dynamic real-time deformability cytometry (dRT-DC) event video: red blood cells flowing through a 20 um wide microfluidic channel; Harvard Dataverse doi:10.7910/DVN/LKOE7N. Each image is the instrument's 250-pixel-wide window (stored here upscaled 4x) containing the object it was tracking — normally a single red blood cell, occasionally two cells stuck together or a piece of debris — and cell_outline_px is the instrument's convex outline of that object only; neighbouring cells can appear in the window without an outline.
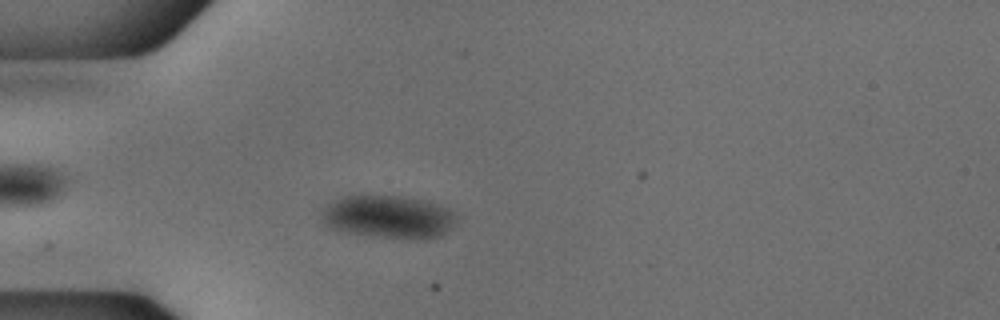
{"species": "common noctule bat (a hibernating species)", "species_latin": "Nyctalus noctula", "temperature_condition": "cold", "stored_images_in_passage": 52, "camera_frame_rate_fps": 3000, "um_per_image_px": 0.085, "animal": {"sex": "male", "body_mass_g": 18.8}, "frame": {"image": 1, "passage_image": 13, "time_ms": 4.0, "image_size_px": [1000, 320], "cell_outline_px": [[456, 220], [440, 236], [424, 240], [408, 240], [364, 236], [340, 232], [332, 228], [324, 220], [324, 208], [328, 204], [344, 196], [400, 196], [428, 200], [448, 208], [456, 216]], "centroid_in_image_um": [33.05, 18.47], "position_along_channel_um": 51.9, "area_um2": 33.93}}
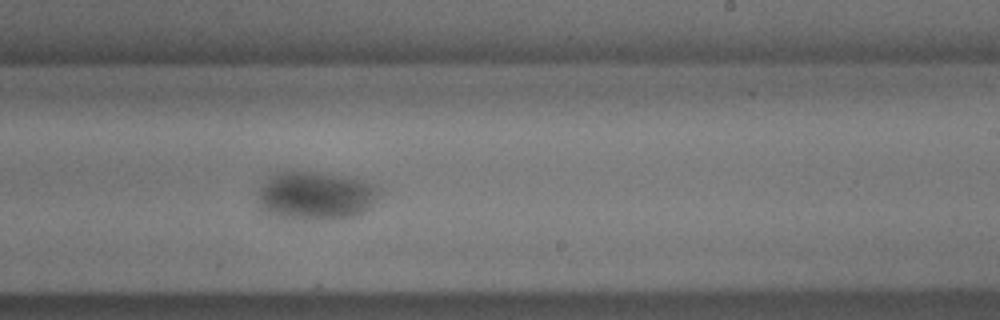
{"frame": {"image": 2, "passage_image": 31, "time_ms": 10.0, "image_size_px": [1000, 320], "cell_outline_px": [[388, 192], [364, 212], [356, 216], [304, 220], [268, 216], [260, 208], [256, 200], [260, 188], [268, 176], [276, 172], [316, 172], [360, 180], [372, 184]], "centroid_in_image_um": [26.84, 16.65], "position_along_channel_um": 262.2, "area_um2": 34.8}}
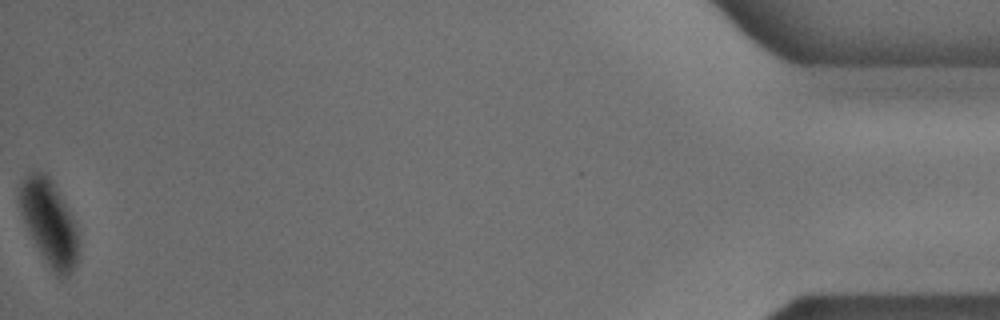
{"frame": {"image": 3, "passage_image": 52, "time_ms": 17.0, "image_size_px": [1000, 320], "cell_outline_px": [[76, 264], [72, 272], [68, 276], [56, 276], [52, 272], [28, 232], [20, 212], [20, 184], [24, 176], [28, 172], [44, 172], [52, 180], [68, 208], [76, 224]], "centroid_in_image_um": [4.16, 18.9], "position_along_channel_um": 431.0, "area_um2": 28.84}}